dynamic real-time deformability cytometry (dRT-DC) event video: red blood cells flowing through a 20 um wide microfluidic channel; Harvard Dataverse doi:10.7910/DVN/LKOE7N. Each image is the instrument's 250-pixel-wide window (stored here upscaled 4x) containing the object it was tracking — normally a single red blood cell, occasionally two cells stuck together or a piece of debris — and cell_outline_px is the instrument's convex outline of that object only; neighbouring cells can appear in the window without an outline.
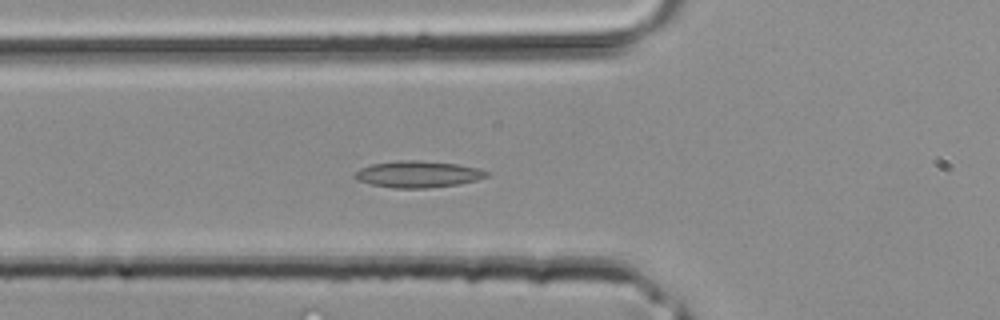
{"species": "common noctule bat (a hibernating species)", "species_latin": "Nyctalus noctula", "temperature_condition": "room temperature", "stored_images_in_passage": 39, "camera_frame_rate_fps": 3000, "um_per_image_px": 0.085, "animal": {"sex": "male", "body_mass_g": 20.4}, "frame": {"image": 1, "passage_image": 14, "time_ms": 4.333, "image_size_px": [1000, 320], "cell_outline_px": [[492, 172], [488, 176], [476, 180], [460, 184], [428, 188], [392, 188], [372, 184], [356, 180], [352, 176], [352, 172], [360, 168], [372, 164], [396, 160], [420, 160], [456, 164], [480, 168]], "centroid_in_image_um": [35.52, 14.8], "position_along_channel_um": 90.3, "area_um2": 20.75}}
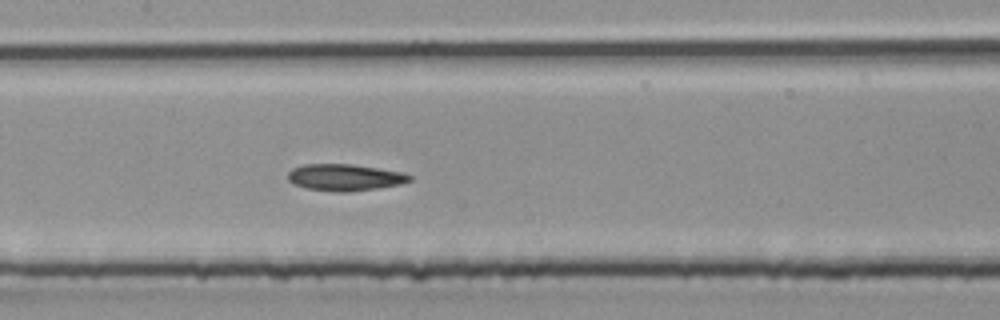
{"frame": {"image": 2, "passage_image": 19, "time_ms": 6.0, "image_size_px": [1000, 320], "cell_outline_px": [[412, 180], [400, 184], [376, 188], [348, 192], [336, 192], [304, 188], [292, 184], [288, 180], [288, 172], [292, 168], [304, 164], [352, 164], [404, 172], [412, 176]], "centroid_in_image_um": [29.28, 15.08], "position_along_channel_um": 178.1, "area_um2": 19.07}}
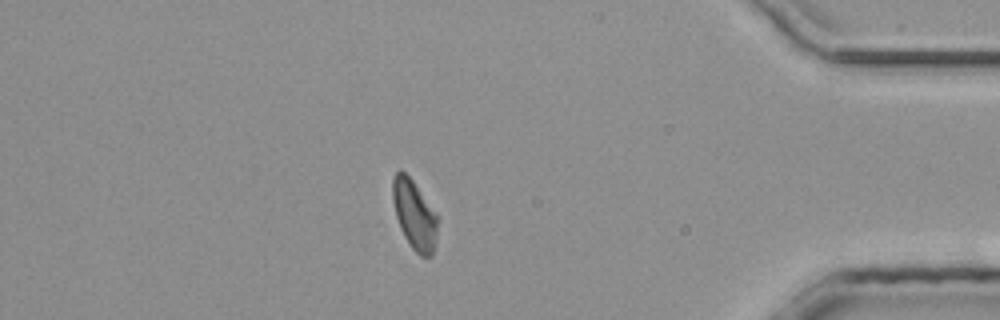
{"frame": {"image": 3, "passage_image": 34, "time_ms": 11.0, "image_size_px": [1000, 320], "cell_outline_px": [[440, 216], [436, 240], [432, 256], [420, 256], [412, 248], [404, 236], [400, 228], [396, 216], [392, 196], [392, 180], [396, 172], [400, 168], [412, 180]], "centroid_in_image_um": [35.25, 18.25], "position_along_channel_um": 399.9, "area_um2": 18.44}}